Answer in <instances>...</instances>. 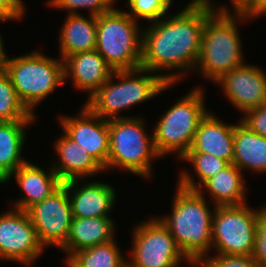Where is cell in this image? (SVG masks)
Instances as JSON below:
<instances>
[{"mask_svg": "<svg viewBox=\"0 0 266 267\" xmlns=\"http://www.w3.org/2000/svg\"><path fill=\"white\" fill-rule=\"evenodd\" d=\"M214 10L208 0H191L179 13L142 27L141 67L159 72L168 84H176L193 72L200 55L205 19ZM162 70L175 72L161 74Z\"/></svg>", "mask_w": 266, "mask_h": 267, "instance_id": "obj_1", "label": "cell"}, {"mask_svg": "<svg viewBox=\"0 0 266 267\" xmlns=\"http://www.w3.org/2000/svg\"><path fill=\"white\" fill-rule=\"evenodd\" d=\"M215 10L205 19L200 55L194 72L215 83L223 75L244 65L239 22L251 20L243 12L230 13L227 6L216 5L208 0ZM237 22V23H236Z\"/></svg>", "mask_w": 266, "mask_h": 267, "instance_id": "obj_2", "label": "cell"}, {"mask_svg": "<svg viewBox=\"0 0 266 267\" xmlns=\"http://www.w3.org/2000/svg\"><path fill=\"white\" fill-rule=\"evenodd\" d=\"M172 200L171 213L158 217L169 229L187 259L200 260L212 250V211L205 193L179 185Z\"/></svg>", "mask_w": 266, "mask_h": 267, "instance_id": "obj_3", "label": "cell"}, {"mask_svg": "<svg viewBox=\"0 0 266 267\" xmlns=\"http://www.w3.org/2000/svg\"><path fill=\"white\" fill-rule=\"evenodd\" d=\"M115 78L118 80L116 83ZM173 85L168 84L159 74L142 67L115 70L84 104L105 120L127 118L119 115L121 110H129L133 105L148 101Z\"/></svg>", "mask_w": 266, "mask_h": 267, "instance_id": "obj_4", "label": "cell"}, {"mask_svg": "<svg viewBox=\"0 0 266 267\" xmlns=\"http://www.w3.org/2000/svg\"><path fill=\"white\" fill-rule=\"evenodd\" d=\"M145 126L142 116L109 120L107 170L118 168L144 179L152 177V162L162 157Z\"/></svg>", "mask_w": 266, "mask_h": 267, "instance_id": "obj_5", "label": "cell"}, {"mask_svg": "<svg viewBox=\"0 0 266 267\" xmlns=\"http://www.w3.org/2000/svg\"><path fill=\"white\" fill-rule=\"evenodd\" d=\"M4 71L9 75L19 100L32 115H35L39 103L58 89L57 86L65 85L63 60L46 56L38 50L10 57Z\"/></svg>", "mask_w": 266, "mask_h": 267, "instance_id": "obj_6", "label": "cell"}, {"mask_svg": "<svg viewBox=\"0 0 266 267\" xmlns=\"http://www.w3.org/2000/svg\"><path fill=\"white\" fill-rule=\"evenodd\" d=\"M95 50L113 71L141 68L142 29L139 22L116 7L97 16Z\"/></svg>", "mask_w": 266, "mask_h": 267, "instance_id": "obj_7", "label": "cell"}, {"mask_svg": "<svg viewBox=\"0 0 266 267\" xmlns=\"http://www.w3.org/2000/svg\"><path fill=\"white\" fill-rule=\"evenodd\" d=\"M203 88L195 87L161 116L153 129L154 146L161 157L176 153L182 158L190 149L201 119L207 114Z\"/></svg>", "mask_w": 266, "mask_h": 267, "instance_id": "obj_8", "label": "cell"}, {"mask_svg": "<svg viewBox=\"0 0 266 267\" xmlns=\"http://www.w3.org/2000/svg\"><path fill=\"white\" fill-rule=\"evenodd\" d=\"M258 217L259 210L248 207L246 203L215 206L212 217L215 255L253 256Z\"/></svg>", "mask_w": 266, "mask_h": 267, "instance_id": "obj_9", "label": "cell"}, {"mask_svg": "<svg viewBox=\"0 0 266 267\" xmlns=\"http://www.w3.org/2000/svg\"><path fill=\"white\" fill-rule=\"evenodd\" d=\"M134 227L127 267H176L184 261L200 267L198 260L186 258L159 218L150 217Z\"/></svg>", "mask_w": 266, "mask_h": 267, "instance_id": "obj_10", "label": "cell"}, {"mask_svg": "<svg viewBox=\"0 0 266 267\" xmlns=\"http://www.w3.org/2000/svg\"><path fill=\"white\" fill-rule=\"evenodd\" d=\"M26 212L44 249L50 245L60 249L66 243L73 216L68 190L63 184Z\"/></svg>", "mask_w": 266, "mask_h": 267, "instance_id": "obj_11", "label": "cell"}, {"mask_svg": "<svg viewBox=\"0 0 266 267\" xmlns=\"http://www.w3.org/2000/svg\"><path fill=\"white\" fill-rule=\"evenodd\" d=\"M44 247L27 212L12 208L0 215V259L25 266L39 259Z\"/></svg>", "mask_w": 266, "mask_h": 267, "instance_id": "obj_12", "label": "cell"}, {"mask_svg": "<svg viewBox=\"0 0 266 267\" xmlns=\"http://www.w3.org/2000/svg\"><path fill=\"white\" fill-rule=\"evenodd\" d=\"M63 132L83 147L107 171L109 154V120L94 114L85 104L75 117L62 115Z\"/></svg>", "mask_w": 266, "mask_h": 267, "instance_id": "obj_13", "label": "cell"}, {"mask_svg": "<svg viewBox=\"0 0 266 267\" xmlns=\"http://www.w3.org/2000/svg\"><path fill=\"white\" fill-rule=\"evenodd\" d=\"M215 84L243 114L266 103V72L261 67L244 64L223 75Z\"/></svg>", "mask_w": 266, "mask_h": 267, "instance_id": "obj_14", "label": "cell"}, {"mask_svg": "<svg viewBox=\"0 0 266 267\" xmlns=\"http://www.w3.org/2000/svg\"><path fill=\"white\" fill-rule=\"evenodd\" d=\"M81 179L62 183L68 190L73 218L109 216L115 206L116 190L108 183Z\"/></svg>", "mask_w": 266, "mask_h": 267, "instance_id": "obj_15", "label": "cell"}, {"mask_svg": "<svg viewBox=\"0 0 266 267\" xmlns=\"http://www.w3.org/2000/svg\"><path fill=\"white\" fill-rule=\"evenodd\" d=\"M64 82L71 78L74 88L87 91L89 99L111 76L113 70L96 51L80 52L63 59Z\"/></svg>", "mask_w": 266, "mask_h": 267, "instance_id": "obj_16", "label": "cell"}, {"mask_svg": "<svg viewBox=\"0 0 266 267\" xmlns=\"http://www.w3.org/2000/svg\"><path fill=\"white\" fill-rule=\"evenodd\" d=\"M214 113L201 119L187 153L212 154L232 164L234 158V124L222 123Z\"/></svg>", "mask_w": 266, "mask_h": 267, "instance_id": "obj_17", "label": "cell"}, {"mask_svg": "<svg viewBox=\"0 0 266 267\" xmlns=\"http://www.w3.org/2000/svg\"><path fill=\"white\" fill-rule=\"evenodd\" d=\"M13 176L25 195L18 200L16 199V201L14 200L12 208L24 211L49 197L62 185L52 167L47 168L46 171L30 161H27L13 172L4 183H8Z\"/></svg>", "mask_w": 266, "mask_h": 267, "instance_id": "obj_18", "label": "cell"}, {"mask_svg": "<svg viewBox=\"0 0 266 267\" xmlns=\"http://www.w3.org/2000/svg\"><path fill=\"white\" fill-rule=\"evenodd\" d=\"M55 153L58 160L52 165L62 183L92 177L104 168L81 147L78 143L71 140L65 133L60 135L54 142Z\"/></svg>", "mask_w": 266, "mask_h": 267, "instance_id": "obj_19", "label": "cell"}, {"mask_svg": "<svg viewBox=\"0 0 266 267\" xmlns=\"http://www.w3.org/2000/svg\"><path fill=\"white\" fill-rule=\"evenodd\" d=\"M115 222L109 216L73 218L66 243L60 248L65 262L77 251L115 239Z\"/></svg>", "mask_w": 266, "mask_h": 267, "instance_id": "obj_20", "label": "cell"}, {"mask_svg": "<svg viewBox=\"0 0 266 267\" xmlns=\"http://www.w3.org/2000/svg\"><path fill=\"white\" fill-rule=\"evenodd\" d=\"M59 32L60 57L96 49L97 17L84 14L68 15Z\"/></svg>", "mask_w": 266, "mask_h": 267, "instance_id": "obj_21", "label": "cell"}, {"mask_svg": "<svg viewBox=\"0 0 266 267\" xmlns=\"http://www.w3.org/2000/svg\"><path fill=\"white\" fill-rule=\"evenodd\" d=\"M36 120L0 122V184L28 160L22 158L26 127Z\"/></svg>", "mask_w": 266, "mask_h": 267, "instance_id": "obj_22", "label": "cell"}, {"mask_svg": "<svg viewBox=\"0 0 266 267\" xmlns=\"http://www.w3.org/2000/svg\"><path fill=\"white\" fill-rule=\"evenodd\" d=\"M243 172L234 164H229L217 175L208 179L197 191L207 192L215 206L241 205L247 203L246 181Z\"/></svg>", "mask_w": 266, "mask_h": 267, "instance_id": "obj_23", "label": "cell"}, {"mask_svg": "<svg viewBox=\"0 0 266 267\" xmlns=\"http://www.w3.org/2000/svg\"><path fill=\"white\" fill-rule=\"evenodd\" d=\"M232 164L242 172L266 173V137L253 132L240 120L234 125Z\"/></svg>", "mask_w": 266, "mask_h": 267, "instance_id": "obj_24", "label": "cell"}, {"mask_svg": "<svg viewBox=\"0 0 266 267\" xmlns=\"http://www.w3.org/2000/svg\"><path fill=\"white\" fill-rule=\"evenodd\" d=\"M116 239L75 252L67 267H127V260ZM125 258V259H124Z\"/></svg>", "mask_w": 266, "mask_h": 267, "instance_id": "obj_25", "label": "cell"}, {"mask_svg": "<svg viewBox=\"0 0 266 267\" xmlns=\"http://www.w3.org/2000/svg\"><path fill=\"white\" fill-rule=\"evenodd\" d=\"M181 161L190 162L193 166L198 181L191 176L192 174L187 171L179 172L178 185L188 189L197 191L208 179L217 175L222 169L226 168L229 163L221 158L212 154L201 153H186ZM196 181V182H195Z\"/></svg>", "mask_w": 266, "mask_h": 267, "instance_id": "obj_26", "label": "cell"}, {"mask_svg": "<svg viewBox=\"0 0 266 267\" xmlns=\"http://www.w3.org/2000/svg\"><path fill=\"white\" fill-rule=\"evenodd\" d=\"M35 119L19 100L9 75L0 70V122Z\"/></svg>", "mask_w": 266, "mask_h": 267, "instance_id": "obj_27", "label": "cell"}, {"mask_svg": "<svg viewBox=\"0 0 266 267\" xmlns=\"http://www.w3.org/2000/svg\"><path fill=\"white\" fill-rule=\"evenodd\" d=\"M172 0H128L130 12L126 11L135 21L147 20L149 23L158 21L168 14Z\"/></svg>", "mask_w": 266, "mask_h": 267, "instance_id": "obj_28", "label": "cell"}, {"mask_svg": "<svg viewBox=\"0 0 266 267\" xmlns=\"http://www.w3.org/2000/svg\"><path fill=\"white\" fill-rule=\"evenodd\" d=\"M117 0H49L50 7L67 10L68 15L81 14L80 9H88L89 15L99 16L110 12L117 4Z\"/></svg>", "mask_w": 266, "mask_h": 267, "instance_id": "obj_29", "label": "cell"}, {"mask_svg": "<svg viewBox=\"0 0 266 267\" xmlns=\"http://www.w3.org/2000/svg\"><path fill=\"white\" fill-rule=\"evenodd\" d=\"M200 267H259L252 256L214 255L198 260Z\"/></svg>", "mask_w": 266, "mask_h": 267, "instance_id": "obj_30", "label": "cell"}, {"mask_svg": "<svg viewBox=\"0 0 266 267\" xmlns=\"http://www.w3.org/2000/svg\"><path fill=\"white\" fill-rule=\"evenodd\" d=\"M252 257L259 267H266V204L259 207L257 234Z\"/></svg>", "mask_w": 266, "mask_h": 267, "instance_id": "obj_31", "label": "cell"}, {"mask_svg": "<svg viewBox=\"0 0 266 267\" xmlns=\"http://www.w3.org/2000/svg\"><path fill=\"white\" fill-rule=\"evenodd\" d=\"M246 115V116H245ZM240 121L253 132L266 137V103L243 114Z\"/></svg>", "mask_w": 266, "mask_h": 267, "instance_id": "obj_32", "label": "cell"}, {"mask_svg": "<svg viewBox=\"0 0 266 267\" xmlns=\"http://www.w3.org/2000/svg\"><path fill=\"white\" fill-rule=\"evenodd\" d=\"M24 6L23 0H0V16L21 20L26 12Z\"/></svg>", "mask_w": 266, "mask_h": 267, "instance_id": "obj_33", "label": "cell"}, {"mask_svg": "<svg viewBox=\"0 0 266 267\" xmlns=\"http://www.w3.org/2000/svg\"><path fill=\"white\" fill-rule=\"evenodd\" d=\"M242 12L251 19L265 15L266 0H253Z\"/></svg>", "mask_w": 266, "mask_h": 267, "instance_id": "obj_34", "label": "cell"}, {"mask_svg": "<svg viewBox=\"0 0 266 267\" xmlns=\"http://www.w3.org/2000/svg\"><path fill=\"white\" fill-rule=\"evenodd\" d=\"M9 21V20H13L11 18H8V17H4V16H0V21ZM4 41H3V38L0 34V70H4L5 66H6V63L9 61L10 57L7 56V53L5 52V49H4Z\"/></svg>", "mask_w": 266, "mask_h": 267, "instance_id": "obj_35", "label": "cell"}, {"mask_svg": "<svg viewBox=\"0 0 266 267\" xmlns=\"http://www.w3.org/2000/svg\"><path fill=\"white\" fill-rule=\"evenodd\" d=\"M232 5V10L242 12L253 0H229Z\"/></svg>", "mask_w": 266, "mask_h": 267, "instance_id": "obj_36", "label": "cell"}]
</instances>
